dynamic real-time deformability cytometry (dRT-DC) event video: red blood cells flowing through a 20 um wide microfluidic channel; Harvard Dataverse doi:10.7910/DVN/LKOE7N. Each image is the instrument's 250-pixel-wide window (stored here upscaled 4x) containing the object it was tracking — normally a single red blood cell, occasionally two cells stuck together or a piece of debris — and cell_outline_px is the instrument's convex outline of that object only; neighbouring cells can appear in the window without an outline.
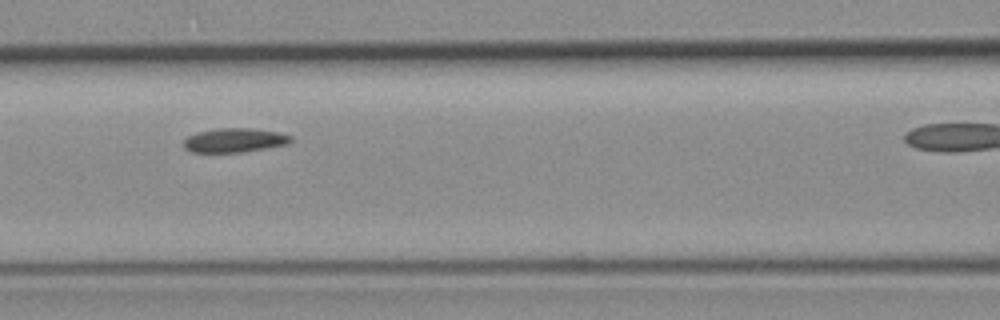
{"species": "common noctule bat (a hibernating species)", "species_latin": "Nyctalus noctula", "temperature_condition": "room temperature", "stored_images_in_passage": 6, "camera_frame_rate_fps": 3000, "um_per_image_px": 0.085, "animal": {"sex": "female", "body_mass_g": 19.3, "forearm_length_mm": 54.1}, "frame": {"image": 1, "passage_image": 5, "time_ms": 4.667, "image_size_px": [1000, 320], "cell_outline_px": [[292, 140], [288, 144], [240, 152], [192, 152], [184, 148], [184, 140], [188, 136], [196, 132], [220, 128], [252, 128], [276, 132], [292, 136]], "centroid_in_image_um": [19.91, 11.91], "position_along_channel_um": 146.7, "area_um2": 14.91}}